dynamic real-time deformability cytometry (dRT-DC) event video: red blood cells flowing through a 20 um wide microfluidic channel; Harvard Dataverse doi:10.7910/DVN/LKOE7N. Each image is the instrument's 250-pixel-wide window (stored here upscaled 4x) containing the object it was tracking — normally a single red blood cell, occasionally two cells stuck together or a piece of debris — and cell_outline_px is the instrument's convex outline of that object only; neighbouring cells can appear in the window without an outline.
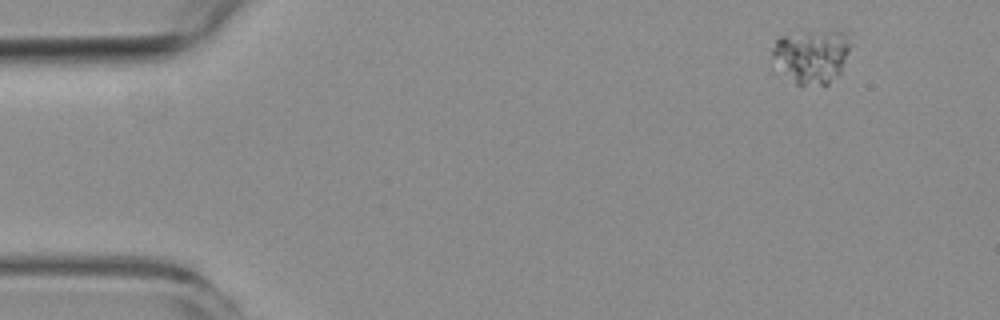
{"species": "common noctule bat (a hibernating species)", "species_latin": "Nyctalus noctula", "temperature_condition": "room temperature", "stored_images_in_passage": 5, "camera_frame_rate_fps": 3000, "um_per_image_px": 0.085, "animal": {"sex": "female", "body_mass_g": 19.3, "forearm_length_mm": 54.1}, "frame": {"image": 1, "passage_image": 1, "time_ms": 0.0, "image_size_px": [1000, 320], "cell_outline_px": [[852, 32], [848, 52], [840, 72], [828, 84], [796, 84], [772, 52], [772, 48], [776, 40], [780, 36], [804, 28], [832, 28]], "centroid_in_image_um": [69.1, 4.6], "position_along_channel_um": 15.9, "area_um2": 24.85}}